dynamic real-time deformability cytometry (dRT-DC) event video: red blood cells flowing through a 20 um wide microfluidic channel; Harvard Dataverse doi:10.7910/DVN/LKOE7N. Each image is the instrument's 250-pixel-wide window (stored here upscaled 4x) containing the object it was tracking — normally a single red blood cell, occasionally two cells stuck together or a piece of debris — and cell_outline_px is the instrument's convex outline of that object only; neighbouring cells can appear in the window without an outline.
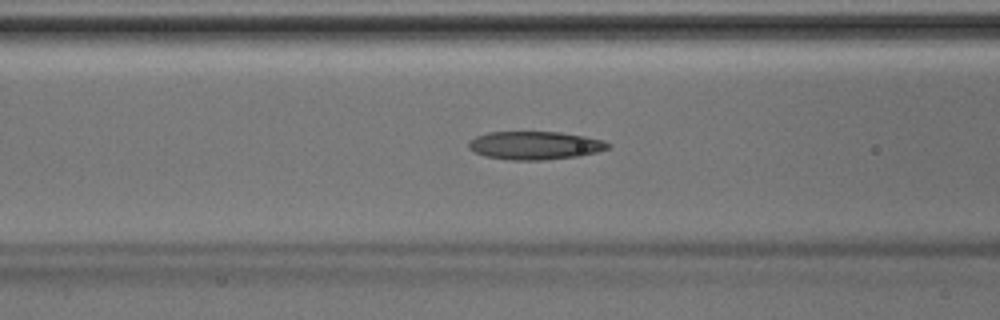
{"species": "Egyptian fruit bat (a non-hibernating species)", "species_latin": "Rousettus aegyptiacus", "temperature_condition": "room temperature", "stored_images_in_passage": 44, "camera_frame_rate_fps": 3000, "um_per_image_px": 0.085, "animal": {"sex": "male"}, "frame": {"image": 1, "passage_image": 18, "time_ms": 5.667, "image_size_px": [1000, 320], "cell_outline_px": [[612, 144], [608, 148], [596, 152], [580, 156], [544, 160], [512, 160], [484, 156], [468, 148], [468, 140], [476, 136], [488, 132], [560, 132], [584, 136], [604, 140]], "centroid_in_image_um": [45.47, 12.36], "position_along_channel_um": 121.1, "area_um2": 23.0}}
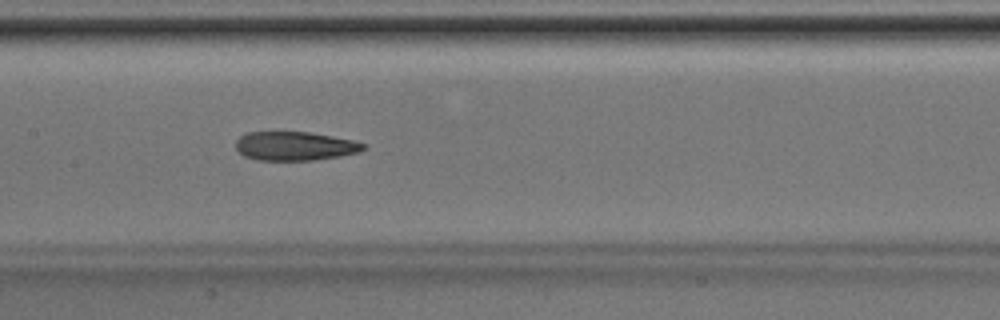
{"frame": {"image": 2, "passage_image": 22, "time_ms": 7.0, "image_size_px": [1000, 320], "cell_outline_px": [[368, 144], [360, 152], [340, 156], [312, 160], [256, 160], [244, 156], [236, 148], [236, 140], [240, 136], [248, 132], [312, 132], [352, 140]], "centroid_in_image_um": [25.07, 12.41], "position_along_channel_um": 182.3, "area_um2": 21.5}}
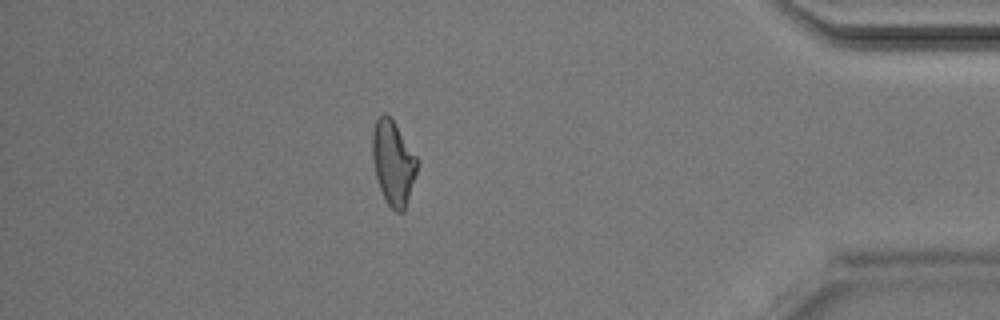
{"frame": {"image": 3, "passage_image": 39, "time_ms": 12.667, "image_size_px": [1000, 320], "cell_outline_px": [[420, 160], [404, 212], [396, 212], [388, 204], [380, 188], [376, 176], [372, 160], [372, 132], [376, 120], [384, 112], [392, 120]], "centroid_in_image_um": [33.43, 13.84], "position_along_channel_um": 401.8, "area_um2": 21.85}}